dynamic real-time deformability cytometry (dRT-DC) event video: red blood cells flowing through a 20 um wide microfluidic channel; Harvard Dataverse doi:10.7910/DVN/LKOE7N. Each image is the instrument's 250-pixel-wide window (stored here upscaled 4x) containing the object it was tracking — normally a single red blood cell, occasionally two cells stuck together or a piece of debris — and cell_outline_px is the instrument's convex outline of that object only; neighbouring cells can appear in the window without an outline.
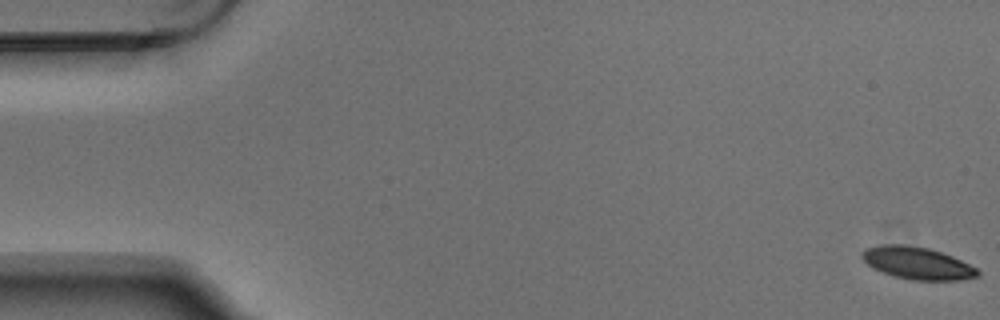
{"species": "Egyptian fruit bat (a non-hibernating species)", "species_latin": "Rousettus aegyptiacus", "temperature_condition": "warm", "stored_images_in_passage": 5, "camera_frame_rate_fps": 3000, "um_per_image_px": 0.085, "animal": {"sex": "male"}, "frame": {"image": 1, "passage_image": 1, "time_ms": 0.0, "image_size_px": [1000, 320], "cell_outline_px": [[980, 276], [960, 280], [912, 280], [896, 276], [872, 268], [860, 256], [860, 252], [864, 248], [880, 244], [904, 244], [928, 248], [952, 256], [976, 268], [980, 272]], "centroid_in_image_um": [77.94, 22.35], "position_along_channel_um": 7.1, "area_um2": 21.73}}
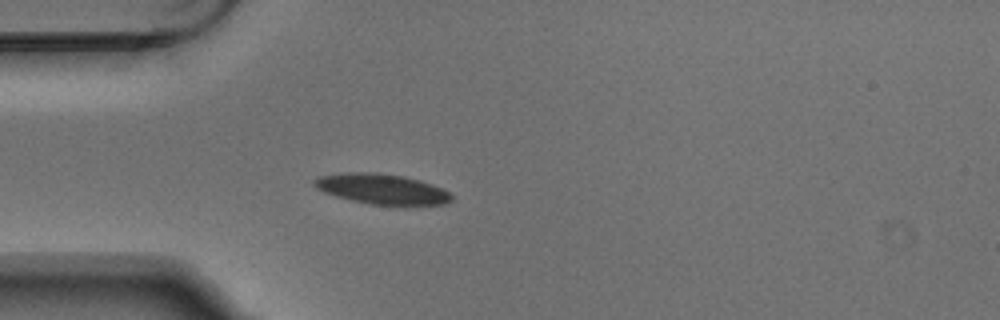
{"frame": {"image": 2, "passage_image": 5, "time_ms": 1.333, "image_size_px": [1000, 320], "cell_outline_px": [[452, 200], [444, 204], [408, 208], [404, 208], [372, 204], [352, 200], [336, 196], [324, 192], [316, 188], [312, 184], [312, 180], [320, 176], [344, 172], [376, 172], [404, 176], [420, 180], [432, 184], [448, 192], [452, 196]], "centroid_in_image_um": [32.5, 16.1], "position_along_channel_um": 52.5, "area_um2": 25.03}}